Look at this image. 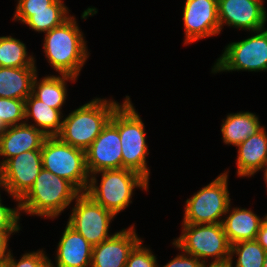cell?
<instances>
[{"label": "cell", "instance_id": "obj_26", "mask_svg": "<svg viewBox=\"0 0 267 267\" xmlns=\"http://www.w3.org/2000/svg\"><path fill=\"white\" fill-rule=\"evenodd\" d=\"M236 258L233 266V256ZM266 256L265 249L254 239L242 241L231 245L230 250V267H263Z\"/></svg>", "mask_w": 267, "mask_h": 267}, {"label": "cell", "instance_id": "obj_18", "mask_svg": "<svg viewBox=\"0 0 267 267\" xmlns=\"http://www.w3.org/2000/svg\"><path fill=\"white\" fill-rule=\"evenodd\" d=\"M237 176L252 177L267 165V132L263 127L237 146Z\"/></svg>", "mask_w": 267, "mask_h": 267}, {"label": "cell", "instance_id": "obj_25", "mask_svg": "<svg viewBox=\"0 0 267 267\" xmlns=\"http://www.w3.org/2000/svg\"><path fill=\"white\" fill-rule=\"evenodd\" d=\"M68 10L64 1L55 0L51 4V11L30 12V18L24 24L36 32L46 33L61 25L71 16Z\"/></svg>", "mask_w": 267, "mask_h": 267}, {"label": "cell", "instance_id": "obj_19", "mask_svg": "<svg viewBox=\"0 0 267 267\" xmlns=\"http://www.w3.org/2000/svg\"><path fill=\"white\" fill-rule=\"evenodd\" d=\"M225 216V218L223 217L222 226L231 245L242 241L254 240L262 221L265 219V217L260 218L257 216L251 209L232 208L230 206Z\"/></svg>", "mask_w": 267, "mask_h": 267}, {"label": "cell", "instance_id": "obj_8", "mask_svg": "<svg viewBox=\"0 0 267 267\" xmlns=\"http://www.w3.org/2000/svg\"><path fill=\"white\" fill-rule=\"evenodd\" d=\"M228 170L186 200L182 224L222 223L229 206Z\"/></svg>", "mask_w": 267, "mask_h": 267}, {"label": "cell", "instance_id": "obj_14", "mask_svg": "<svg viewBox=\"0 0 267 267\" xmlns=\"http://www.w3.org/2000/svg\"><path fill=\"white\" fill-rule=\"evenodd\" d=\"M85 152L90 175L102 170L122 169V144L118 128L109 120Z\"/></svg>", "mask_w": 267, "mask_h": 267}, {"label": "cell", "instance_id": "obj_17", "mask_svg": "<svg viewBox=\"0 0 267 267\" xmlns=\"http://www.w3.org/2000/svg\"><path fill=\"white\" fill-rule=\"evenodd\" d=\"M93 246L68 224L57 245L56 266L52 267H91Z\"/></svg>", "mask_w": 267, "mask_h": 267}, {"label": "cell", "instance_id": "obj_23", "mask_svg": "<svg viewBox=\"0 0 267 267\" xmlns=\"http://www.w3.org/2000/svg\"><path fill=\"white\" fill-rule=\"evenodd\" d=\"M36 75L32 83V94L43 103L61 111L67 99V81L78 78L69 75H47L40 80ZM38 80V81H37Z\"/></svg>", "mask_w": 267, "mask_h": 267}, {"label": "cell", "instance_id": "obj_11", "mask_svg": "<svg viewBox=\"0 0 267 267\" xmlns=\"http://www.w3.org/2000/svg\"><path fill=\"white\" fill-rule=\"evenodd\" d=\"M6 192L17 202L30 190L43 168L41 150L23 152L3 165Z\"/></svg>", "mask_w": 267, "mask_h": 267}, {"label": "cell", "instance_id": "obj_31", "mask_svg": "<svg viewBox=\"0 0 267 267\" xmlns=\"http://www.w3.org/2000/svg\"><path fill=\"white\" fill-rule=\"evenodd\" d=\"M10 208L2 204L0 200V232L3 233H16L20 231V207Z\"/></svg>", "mask_w": 267, "mask_h": 267}, {"label": "cell", "instance_id": "obj_38", "mask_svg": "<svg viewBox=\"0 0 267 267\" xmlns=\"http://www.w3.org/2000/svg\"><path fill=\"white\" fill-rule=\"evenodd\" d=\"M263 267H267V252H266V256H265Z\"/></svg>", "mask_w": 267, "mask_h": 267}, {"label": "cell", "instance_id": "obj_35", "mask_svg": "<svg viewBox=\"0 0 267 267\" xmlns=\"http://www.w3.org/2000/svg\"><path fill=\"white\" fill-rule=\"evenodd\" d=\"M0 187L4 188V190L6 191L5 178H4L3 168H2L1 163H0ZM0 200H1V195H0Z\"/></svg>", "mask_w": 267, "mask_h": 267}, {"label": "cell", "instance_id": "obj_34", "mask_svg": "<svg viewBox=\"0 0 267 267\" xmlns=\"http://www.w3.org/2000/svg\"><path fill=\"white\" fill-rule=\"evenodd\" d=\"M255 240L265 249L267 252V218L262 221L259 231Z\"/></svg>", "mask_w": 267, "mask_h": 267}, {"label": "cell", "instance_id": "obj_15", "mask_svg": "<svg viewBox=\"0 0 267 267\" xmlns=\"http://www.w3.org/2000/svg\"><path fill=\"white\" fill-rule=\"evenodd\" d=\"M137 235L131 225L93 246L91 267H125L130 252L142 240Z\"/></svg>", "mask_w": 267, "mask_h": 267}, {"label": "cell", "instance_id": "obj_16", "mask_svg": "<svg viewBox=\"0 0 267 267\" xmlns=\"http://www.w3.org/2000/svg\"><path fill=\"white\" fill-rule=\"evenodd\" d=\"M46 136L34 126L28 123L7 127L0 134V156L3 165L8 159H11L23 152L32 150H41Z\"/></svg>", "mask_w": 267, "mask_h": 267}, {"label": "cell", "instance_id": "obj_2", "mask_svg": "<svg viewBox=\"0 0 267 267\" xmlns=\"http://www.w3.org/2000/svg\"><path fill=\"white\" fill-rule=\"evenodd\" d=\"M80 192L67 180L42 168L33 186L19 200L20 212L54 219Z\"/></svg>", "mask_w": 267, "mask_h": 267}, {"label": "cell", "instance_id": "obj_29", "mask_svg": "<svg viewBox=\"0 0 267 267\" xmlns=\"http://www.w3.org/2000/svg\"><path fill=\"white\" fill-rule=\"evenodd\" d=\"M55 0H18L14 21L25 23L30 18V12L51 11V4Z\"/></svg>", "mask_w": 267, "mask_h": 267}, {"label": "cell", "instance_id": "obj_22", "mask_svg": "<svg viewBox=\"0 0 267 267\" xmlns=\"http://www.w3.org/2000/svg\"><path fill=\"white\" fill-rule=\"evenodd\" d=\"M260 124L258 116L249 111L228 114L221 125L223 143L237 147L264 127Z\"/></svg>", "mask_w": 267, "mask_h": 267}, {"label": "cell", "instance_id": "obj_32", "mask_svg": "<svg viewBox=\"0 0 267 267\" xmlns=\"http://www.w3.org/2000/svg\"><path fill=\"white\" fill-rule=\"evenodd\" d=\"M204 265L205 264L202 261L193 255H189L182 251L180 255H177L162 267H204Z\"/></svg>", "mask_w": 267, "mask_h": 267}, {"label": "cell", "instance_id": "obj_3", "mask_svg": "<svg viewBox=\"0 0 267 267\" xmlns=\"http://www.w3.org/2000/svg\"><path fill=\"white\" fill-rule=\"evenodd\" d=\"M100 174L101 181L98 185L96 176ZM148 184L145 177L131 169L102 170L90 175L84 193L116 216L132 203L134 189L147 191Z\"/></svg>", "mask_w": 267, "mask_h": 267}, {"label": "cell", "instance_id": "obj_10", "mask_svg": "<svg viewBox=\"0 0 267 267\" xmlns=\"http://www.w3.org/2000/svg\"><path fill=\"white\" fill-rule=\"evenodd\" d=\"M115 215L93 201L87 194L80 193L75 198V206L67 224L81 234L92 246L109 239V226Z\"/></svg>", "mask_w": 267, "mask_h": 267}, {"label": "cell", "instance_id": "obj_6", "mask_svg": "<svg viewBox=\"0 0 267 267\" xmlns=\"http://www.w3.org/2000/svg\"><path fill=\"white\" fill-rule=\"evenodd\" d=\"M172 245L204 264L207 263L205 259L211 257L214 259L211 264H224L230 260L231 244L222 223L182 224V234Z\"/></svg>", "mask_w": 267, "mask_h": 267}, {"label": "cell", "instance_id": "obj_37", "mask_svg": "<svg viewBox=\"0 0 267 267\" xmlns=\"http://www.w3.org/2000/svg\"><path fill=\"white\" fill-rule=\"evenodd\" d=\"M262 170H264V179H265L264 181H265L266 187H267V165Z\"/></svg>", "mask_w": 267, "mask_h": 267}, {"label": "cell", "instance_id": "obj_1", "mask_svg": "<svg viewBox=\"0 0 267 267\" xmlns=\"http://www.w3.org/2000/svg\"><path fill=\"white\" fill-rule=\"evenodd\" d=\"M74 16L45 33L43 51L50 66L60 75L77 78L89 52Z\"/></svg>", "mask_w": 267, "mask_h": 267}, {"label": "cell", "instance_id": "obj_27", "mask_svg": "<svg viewBox=\"0 0 267 267\" xmlns=\"http://www.w3.org/2000/svg\"><path fill=\"white\" fill-rule=\"evenodd\" d=\"M25 123V101L21 99L0 98V134L7 127Z\"/></svg>", "mask_w": 267, "mask_h": 267}, {"label": "cell", "instance_id": "obj_13", "mask_svg": "<svg viewBox=\"0 0 267 267\" xmlns=\"http://www.w3.org/2000/svg\"><path fill=\"white\" fill-rule=\"evenodd\" d=\"M218 0H186L183 8L184 44L220 34Z\"/></svg>", "mask_w": 267, "mask_h": 267}, {"label": "cell", "instance_id": "obj_5", "mask_svg": "<svg viewBox=\"0 0 267 267\" xmlns=\"http://www.w3.org/2000/svg\"><path fill=\"white\" fill-rule=\"evenodd\" d=\"M120 104L110 121L118 128L122 144V168L138 172L149 181L150 170L146 156L149 155L146 143L145 125L133 106L129 96Z\"/></svg>", "mask_w": 267, "mask_h": 267}, {"label": "cell", "instance_id": "obj_36", "mask_svg": "<svg viewBox=\"0 0 267 267\" xmlns=\"http://www.w3.org/2000/svg\"><path fill=\"white\" fill-rule=\"evenodd\" d=\"M210 265H204V267H230L229 263H224V264H211L209 263Z\"/></svg>", "mask_w": 267, "mask_h": 267}, {"label": "cell", "instance_id": "obj_4", "mask_svg": "<svg viewBox=\"0 0 267 267\" xmlns=\"http://www.w3.org/2000/svg\"><path fill=\"white\" fill-rule=\"evenodd\" d=\"M120 105L115 100L95 98L63 118L58 137L65 143L86 151Z\"/></svg>", "mask_w": 267, "mask_h": 267}, {"label": "cell", "instance_id": "obj_12", "mask_svg": "<svg viewBox=\"0 0 267 267\" xmlns=\"http://www.w3.org/2000/svg\"><path fill=\"white\" fill-rule=\"evenodd\" d=\"M264 0H218V20L220 33L223 25L251 31L265 28L267 21Z\"/></svg>", "mask_w": 267, "mask_h": 267}, {"label": "cell", "instance_id": "obj_30", "mask_svg": "<svg viewBox=\"0 0 267 267\" xmlns=\"http://www.w3.org/2000/svg\"><path fill=\"white\" fill-rule=\"evenodd\" d=\"M143 242L141 240L130 252L125 267H158L156 256Z\"/></svg>", "mask_w": 267, "mask_h": 267}, {"label": "cell", "instance_id": "obj_33", "mask_svg": "<svg viewBox=\"0 0 267 267\" xmlns=\"http://www.w3.org/2000/svg\"><path fill=\"white\" fill-rule=\"evenodd\" d=\"M12 233L0 232V265L5 264L8 258L10 249L8 248V241Z\"/></svg>", "mask_w": 267, "mask_h": 267}, {"label": "cell", "instance_id": "obj_39", "mask_svg": "<svg viewBox=\"0 0 267 267\" xmlns=\"http://www.w3.org/2000/svg\"><path fill=\"white\" fill-rule=\"evenodd\" d=\"M0 267H8V266L5 263V264H1Z\"/></svg>", "mask_w": 267, "mask_h": 267}, {"label": "cell", "instance_id": "obj_24", "mask_svg": "<svg viewBox=\"0 0 267 267\" xmlns=\"http://www.w3.org/2000/svg\"><path fill=\"white\" fill-rule=\"evenodd\" d=\"M26 45L12 36L0 37V67H36L33 55H28Z\"/></svg>", "mask_w": 267, "mask_h": 267}, {"label": "cell", "instance_id": "obj_20", "mask_svg": "<svg viewBox=\"0 0 267 267\" xmlns=\"http://www.w3.org/2000/svg\"><path fill=\"white\" fill-rule=\"evenodd\" d=\"M62 111L54 109L37 99L32 93L25 100V123L29 118L35 122L29 124L39 129L46 137L58 136L62 129L64 116Z\"/></svg>", "mask_w": 267, "mask_h": 267}, {"label": "cell", "instance_id": "obj_21", "mask_svg": "<svg viewBox=\"0 0 267 267\" xmlns=\"http://www.w3.org/2000/svg\"><path fill=\"white\" fill-rule=\"evenodd\" d=\"M37 67H0V98L26 100L32 93Z\"/></svg>", "mask_w": 267, "mask_h": 267}, {"label": "cell", "instance_id": "obj_28", "mask_svg": "<svg viewBox=\"0 0 267 267\" xmlns=\"http://www.w3.org/2000/svg\"><path fill=\"white\" fill-rule=\"evenodd\" d=\"M6 265L8 267H52L51 259L45 255V251L37 250L25 253L21 256L18 261L13 258L11 250L9 252L8 258L6 260Z\"/></svg>", "mask_w": 267, "mask_h": 267}, {"label": "cell", "instance_id": "obj_7", "mask_svg": "<svg viewBox=\"0 0 267 267\" xmlns=\"http://www.w3.org/2000/svg\"><path fill=\"white\" fill-rule=\"evenodd\" d=\"M43 169L70 182L80 193L87 189L90 174L86 152L63 142L58 136L46 137L42 147Z\"/></svg>", "mask_w": 267, "mask_h": 267}, {"label": "cell", "instance_id": "obj_9", "mask_svg": "<svg viewBox=\"0 0 267 267\" xmlns=\"http://www.w3.org/2000/svg\"><path fill=\"white\" fill-rule=\"evenodd\" d=\"M255 35L225 46L216 60L212 73L232 71H267V29L254 32Z\"/></svg>", "mask_w": 267, "mask_h": 267}]
</instances>
